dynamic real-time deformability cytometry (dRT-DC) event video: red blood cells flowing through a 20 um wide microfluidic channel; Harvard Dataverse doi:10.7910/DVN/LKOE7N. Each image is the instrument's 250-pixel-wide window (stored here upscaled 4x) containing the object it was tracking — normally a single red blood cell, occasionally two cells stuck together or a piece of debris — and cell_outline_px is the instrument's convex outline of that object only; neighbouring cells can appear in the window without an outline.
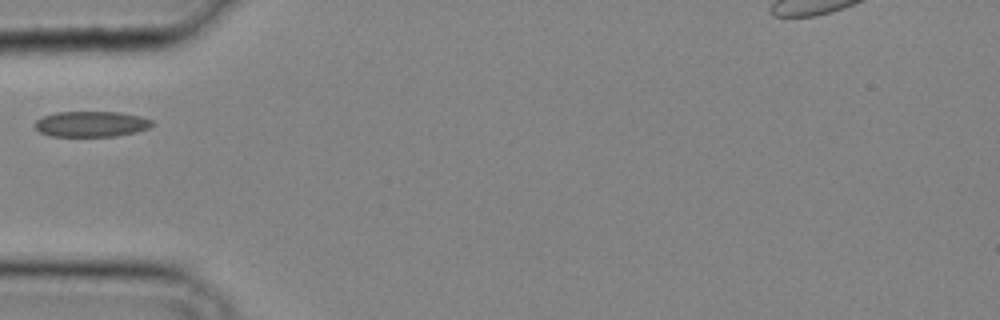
{"species": "common noctule bat (a hibernating species)", "species_latin": "Nyctalus noctula", "temperature_condition": "cold", "stored_images_in_passage": 17, "camera_frame_rate_fps": 3000, "um_per_image_px": 0.085, "animal": {"sex": "male", "body_mass_g": 20.4}, "frame": {"image": 1, "passage_image": 1, "time_ms": 0.0, "image_size_px": [1000, 320], "cell_outline_px": [[156, 124], [148, 128], [136, 132], [116, 136], [52, 136], [40, 132], [32, 124], [36, 120], [44, 116], [56, 112], [120, 112], [140, 116], [152, 120]], "centroid_in_image_um": [7.77, 10.54], "position_along_channel_um": 77.2, "area_um2": 17.57}}